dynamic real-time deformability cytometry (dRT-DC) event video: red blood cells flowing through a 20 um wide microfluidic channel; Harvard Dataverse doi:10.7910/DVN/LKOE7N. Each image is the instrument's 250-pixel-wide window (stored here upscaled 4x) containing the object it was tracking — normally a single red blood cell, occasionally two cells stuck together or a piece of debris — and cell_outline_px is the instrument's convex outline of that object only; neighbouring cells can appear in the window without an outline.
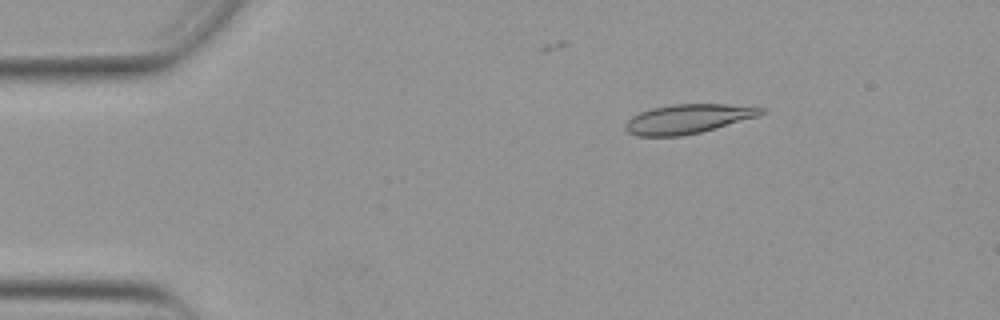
{"species": "Egyptian fruit bat (a non-hibernating species)", "species_latin": "Rousettus aegyptiacus", "temperature_condition": "warm", "stored_images_in_passage": 11, "camera_frame_rate_fps": 3000, "um_per_image_px": 0.085, "animal": {"sex": "female"}, "frame": {"image": 1, "passage_image": 4, "time_ms": 1.0, "image_size_px": [1000, 320], "cell_outline_px": [[764, 112], [760, 116], [700, 132], [680, 136], [636, 136], [628, 132], [624, 128], [624, 124], [632, 116], [640, 112], [652, 108], [672, 104], [728, 104], [764, 108]], "centroid_in_image_um": [58.46, 10.1], "position_along_channel_um": 26.5, "area_um2": 23.12}}